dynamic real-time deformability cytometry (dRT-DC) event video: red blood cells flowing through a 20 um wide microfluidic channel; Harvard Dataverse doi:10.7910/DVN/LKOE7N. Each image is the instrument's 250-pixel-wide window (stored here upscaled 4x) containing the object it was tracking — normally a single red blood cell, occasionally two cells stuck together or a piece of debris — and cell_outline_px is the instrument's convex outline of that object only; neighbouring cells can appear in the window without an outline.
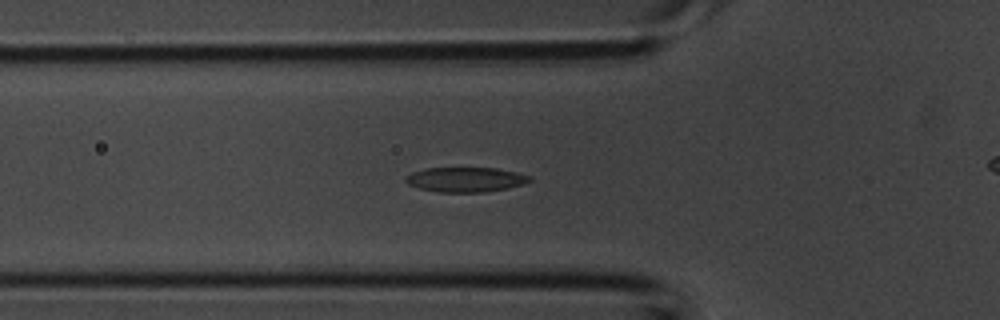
{"species": "common noctule bat (a hibernating species)", "species_latin": "Nyctalus noctula", "temperature_condition": "room temperature", "stored_images_in_passage": 42, "camera_frame_rate_fps": 3000, "um_per_image_px": 0.085, "animal": {"sex": "male", "body_mass_g": 20.1, "forearm_length_mm": 53.5}, "frame": {"image": 1, "passage_image": 13, "time_ms": 4.0, "image_size_px": [1000, 320], "cell_outline_px": [[532, 180], [524, 184], [508, 188], [484, 192], [436, 192], [420, 188], [408, 184], [404, 180], [404, 176], [412, 172], [424, 168], [496, 168], [516, 172], [532, 176]], "centroid_in_image_um": [39.57, 15.26], "position_along_channel_um": 86.2, "area_um2": 18.03}}
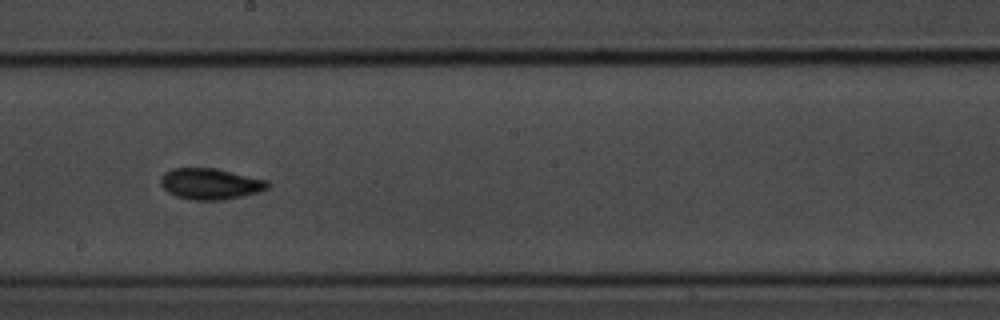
{"frame": {"image": 2, "passage_image": 22, "time_ms": 7.0, "image_size_px": [1000, 320], "cell_outline_px": [[268, 188], [260, 192], [244, 196], [220, 200], [196, 200], [176, 196], [168, 192], [160, 184], [160, 176], [164, 172], [172, 168], [216, 168], [268, 180]], "centroid_in_image_um": [17.87, 15.62], "position_along_channel_um": 230.3, "area_um2": 19.48}}
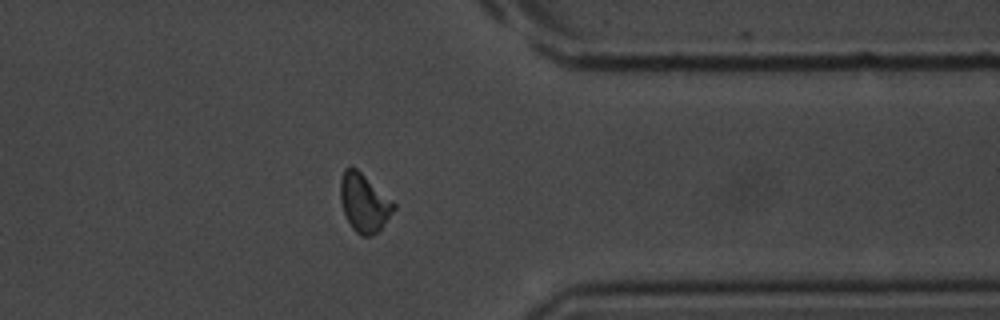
{"frame": {"image": 3, "passage_image": 32, "time_ms": 10.333, "image_size_px": [1000, 320], "cell_outline_px": [[396, 208], [384, 224], [372, 236], [360, 236], [352, 228], [344, 212], [340, 200], [340, 176], [344, 168], [356, 168], [396, 204]], "centroid_in_image_um": [30.93, 17.24], "position_along_channel_um": 380.5, "area_um2": 17.92}}